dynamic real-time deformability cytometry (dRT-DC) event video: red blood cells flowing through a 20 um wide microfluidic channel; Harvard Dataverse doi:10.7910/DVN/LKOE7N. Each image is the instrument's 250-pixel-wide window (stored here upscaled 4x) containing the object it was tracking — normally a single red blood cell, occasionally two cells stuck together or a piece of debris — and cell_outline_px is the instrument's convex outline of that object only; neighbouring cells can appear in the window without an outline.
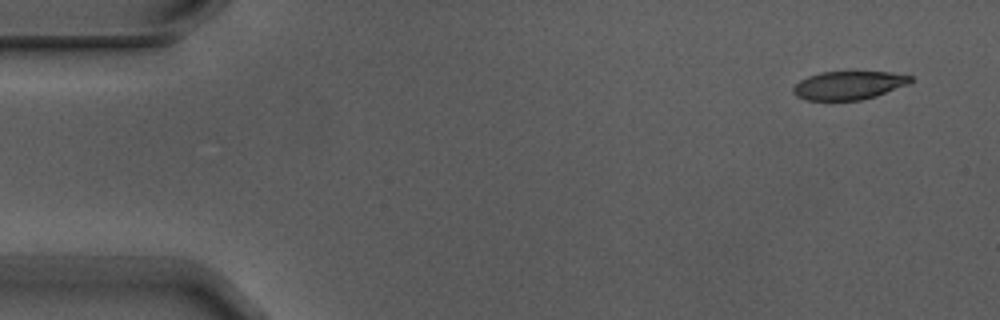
{"species": "Egyptian fruit bat (a non-hibernating species)", "species_latin": "Rousettus aegyptiacus", "temperature_condition": "warm", "stored_images_in_passage": 4, "camera_frame_rate_fps": 3000, "um_per_image_px": 0.085, "animal": {"sex": "male"}, "frame": {"image": 1, "passage_image": 1, "time_ms": 0.0, "image_size_px": [1000, 320], "cell_outline_px": [[912, 80], [908, 84], [876, 96], [860, 100], [808, 100], [796, 96], [792, 92], [792, 88], [800, 80], [808, 76], [820, 72], [892, 72], [912, 76]], "centroid_in_image_um": [72.12, 7.25], "position_along_channel_um": 12.9, "area_um2": 19.36}}